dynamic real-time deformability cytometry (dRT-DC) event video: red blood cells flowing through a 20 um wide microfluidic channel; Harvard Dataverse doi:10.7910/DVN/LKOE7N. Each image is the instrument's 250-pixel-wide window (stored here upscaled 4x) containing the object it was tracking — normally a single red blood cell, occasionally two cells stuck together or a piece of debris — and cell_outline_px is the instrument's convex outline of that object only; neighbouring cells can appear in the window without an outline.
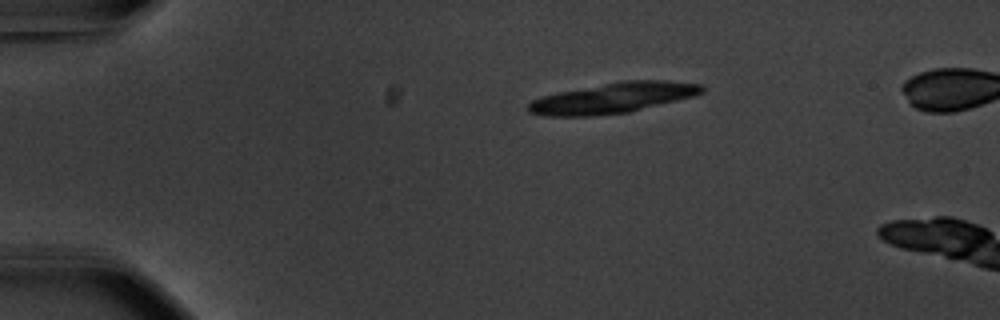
{"species": "common noctule bat (a hibernating species)", "species_latin": "Nyctalus noctula", "temperature_condition": "warm", "stored_images_in_passage": 5, "camera_frame_rate_fps": 3000, "um_per_image_px": 0.085, "animal": {"sex": "male", "body_mass_g": 20.1, "forearm_length_mm": 53.5}, "frame": {"image": 1, "passage_image": 1, "time_ms": 0.0, "image_size_px": [1000, 320], "cell_outline_px": [[704, 92], [692, 96], [628, 112], [592, 116], [544, 116], [528, 112], [528, 104], [532, 100], [540, 96], [560, 92], [624, 80], [664, 80], [704, 84]], "centroid_in_image_um": [52.09, 8.32], "position_along_channel_um": 32.9, "area_um2": 30.52}}